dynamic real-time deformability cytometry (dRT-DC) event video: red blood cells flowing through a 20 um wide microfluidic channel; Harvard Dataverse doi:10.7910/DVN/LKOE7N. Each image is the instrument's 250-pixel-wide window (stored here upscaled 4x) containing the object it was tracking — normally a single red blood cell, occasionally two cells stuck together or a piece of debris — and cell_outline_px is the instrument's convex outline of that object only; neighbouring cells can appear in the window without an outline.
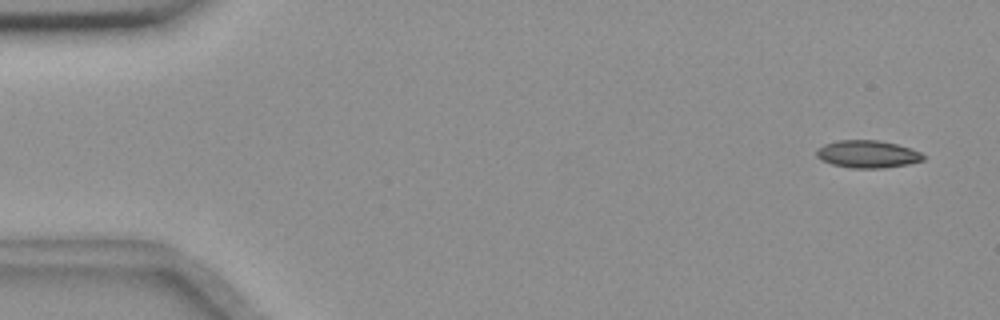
{"species": "common noctule bat (a hibernating species)", "species_latin": "Nyctalus noctula", "temperature_condition": "room temperature", "stored_images_in_passage": 5, "camera_frame_rate_fps": 3000, "um_per_image_px": 0.085, "animal": {"sex": "female", "body_mass_g": 18.4}, "frame": {"image": 1, "passage_image": 1, "time_ms": 0.0, "image_size_px": [1000, 320], "cell_outline_px": [[924, 160], [908, 164], [884, 168], [852, 168], [832, 164], [816, 156], [816, 148], [824, 144], [836, 140], [880, 140], [896, 144], [920, 152], [924, 156]], "centroid_in_image_um": [73.72, 13.09], "position_along_channel_um": 11.3, "area_um2": 17.05}}